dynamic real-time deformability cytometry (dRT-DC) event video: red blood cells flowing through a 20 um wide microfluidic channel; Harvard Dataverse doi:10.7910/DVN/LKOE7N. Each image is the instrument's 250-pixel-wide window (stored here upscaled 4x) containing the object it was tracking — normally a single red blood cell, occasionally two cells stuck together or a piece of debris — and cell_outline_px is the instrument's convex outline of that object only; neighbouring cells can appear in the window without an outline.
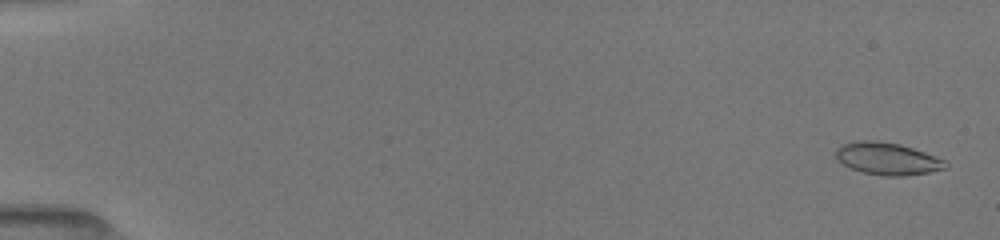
{"species": "common noctule bat (a hibernating species)", "species_latin": "Nyctalus noctula", "temperature_condition": "room temperature", "stored_images_in_passage": 61, "camera_frame_rate_fps": 3000, "um_per_image_px": 0.085, "animal": {"sex": "female", "body_mass_g": 19.5, "forearm_length_mm": 54.1}, "frame": {"image": 1, "passage_image": 2, "time_ms": 0.333, "image_size_px": [1000, 240], "cell_outline_px": [[948, 168], [928, 172], [904, 176], [884, 176], [864, 172], [852, 168], [836, 160], [836, 148], [840, 144], [852, 140], [876, 140], [900, 144], [948, 160]], "centroid_in_image_um": [75.43, 13.47], "position_along_channel_um": 9.6, "area_um2": 20.87}}
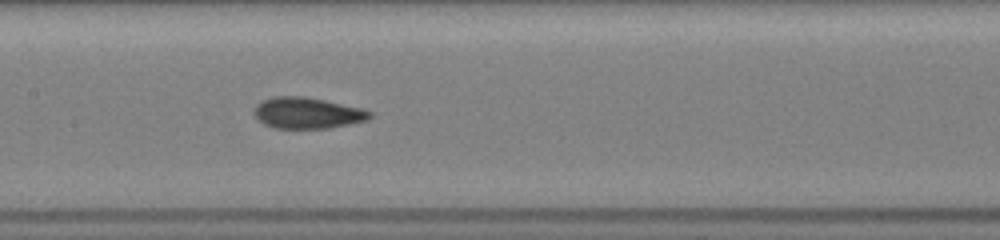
{"frame": {"image": 2, "passage_image": 31, "time_ms": 8.667, "image_size_px": [1000, 240], "cell_outline_px": [[372, 116], [368, 120], [328, 128], [276, 128], [264, 124], [252, 112], [256, 104], [272, 96], [304, 96], [364, 108], [372, 112]], "centroid_in_image_um": [26.13, 9.59], "position_along_channel_um": 181.3, "area_um2": 21.04}}
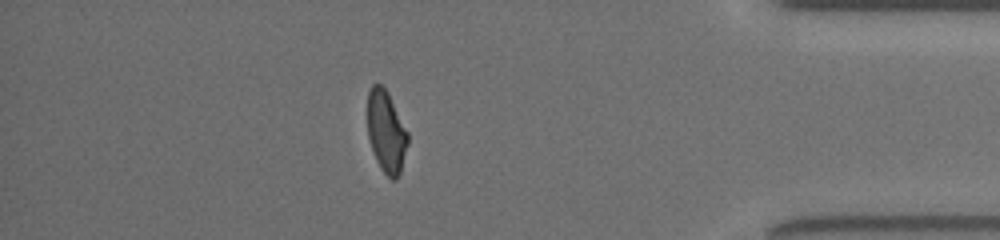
{"frame": {"image": 3, "passage_image": 54, "time_ms": 15.0, "image_size_px": [1000, 240], "cell_outline_px": [[408, 144], [400, 172], [396, 180], [392, 180], [380, 168], [376, 160], [368, 136], [368, 92], [372, 84], [380, 84], [388, 92], [408, 132]], "centroid_in_image_um": [32.83, 11.19], "position_along_channel_um": 402.4, "area_um2": 19.13}, "authors_computed_cell_mechanics": {"area_um2": 20.3456, "velocity_mm_per_s": 4.0057, "shape_relaxation_time_tau1_ms": 8.4004, "shape_relaxation_time_tau2_ms": 1.5608, "deformation_change_tau1": 0.1928, "deformation_change_tau2": 0.0603}}